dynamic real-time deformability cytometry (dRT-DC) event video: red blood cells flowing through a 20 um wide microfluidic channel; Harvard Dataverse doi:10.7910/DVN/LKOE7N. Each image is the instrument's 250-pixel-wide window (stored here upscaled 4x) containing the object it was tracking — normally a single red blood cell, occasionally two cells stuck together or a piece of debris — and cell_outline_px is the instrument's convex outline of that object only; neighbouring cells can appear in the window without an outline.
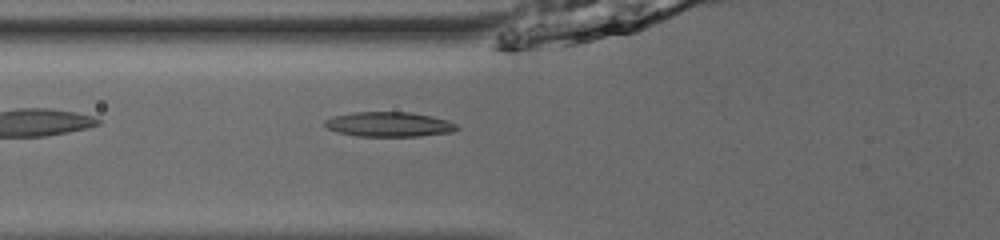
{"species": "common noctule bat (a hibernating species)", "species_latin": "Nyctalus noctula", "temperature_condition": "room temperature", "stored_images_in_passage": 35, "camera_frame_rate_fps": 3000, "um_per_image_px": 0.085, "animal": {"sex": "male", "body_mass_g": 13.0, "forearm_length_mm": 53.1}, "frame": {"image": 1, "passage_image": 4, "time_ms": 1.0, "image_size_px": [1000, 240], "cell_outline_px": [[460, 128], [452, 132], [420, 136], [356, 136], [340, 132], [328, 128], [324, 124], [324, 120], [336, 116], [356, 112], [412, 112], [432, 116], [448, 120], [456, 124]], "centroid_in_image_um": [33.13, 10.57], "position_along_channel_um": 92.7, "area_um2": 18.96}}
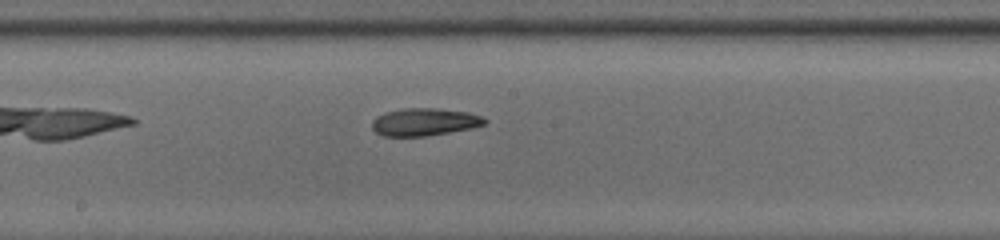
{"frame": {"image": 2, "passage_image": 13, "time_ms": 4.0, "image_size_px": [1000, 240], "cell_outline_px": [[488, 120], [484, 124], [472, 128], [424, 136], [384, 136], [376, 132], [372, 128], [372, 120], [376, 116], [384, 112], [404, 108], [432, 108], [468, 112], [484, 116]], "centroid_in_image_um": [36.07, 10.36], "position_along_channel_um": 212.1, "area_um2": 18.09}}
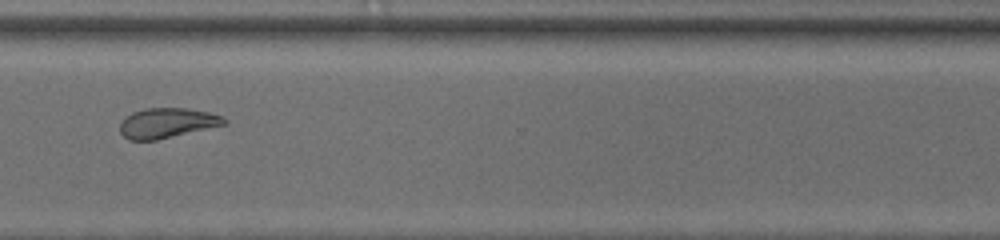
{"frame": {"image": 3, "passage_image": 24, "time_ms": 7.667, "image_size_px": [1000, 240], "cell_outline_px": [[228, 124], [156, 140], [128, 140], [120, 132], [120, 124], [124, 116], [132, 112], [144, 108], [188, 108], [208, 112], [220, 116], [228, 120]], "centroid_in_image_um": [14.19, 10.45], "position_along_channel_um": 356.4, "area_um2": 18.32}, "authors_computed_cell_mechanics": {"area_um2": 18.3804, "velocity_mm_per_s": 3.9512, "shape_relaxation_time_tau1_ms": 4.9387, "shape_relaxation_time_tau2_ms": 7.0858, "deformation_change_tau1": 0.1445, "deformation_change_tau2": 0.1415}}